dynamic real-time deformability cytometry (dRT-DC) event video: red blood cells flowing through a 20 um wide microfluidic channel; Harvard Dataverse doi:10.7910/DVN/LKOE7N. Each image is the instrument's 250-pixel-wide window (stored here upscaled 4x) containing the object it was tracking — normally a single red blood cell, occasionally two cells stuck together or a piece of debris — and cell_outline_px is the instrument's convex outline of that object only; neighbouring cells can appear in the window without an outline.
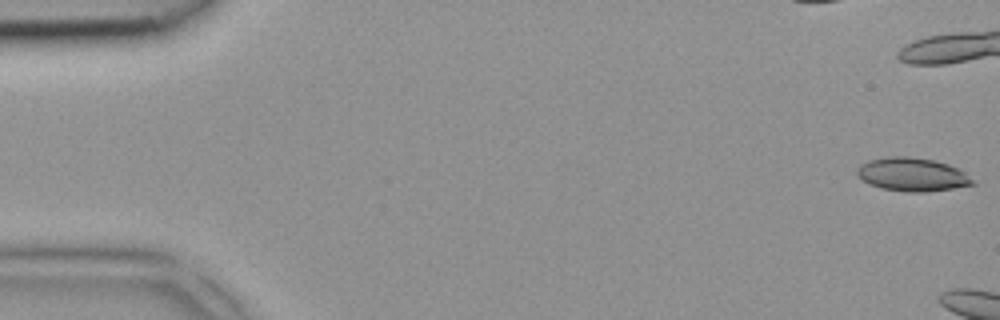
{"species": "common noctule bat (a hibernating species)", "species_latin": "Nyctalus noctula", "temperature_condition": "room temperature", "stored_images_in_passage": 7, "camera_frame_rate_fps": 3000, "um_per_image_px": 0.085, "animal": {"sex": "female", "body_mass_g": 18.4}, "frame": {"image": 1, "passage_image": 1, "time_ms": 0.0, "image_size_px": [1000, 320], "cell_outline_px": [[976, 184], [952, 188], [924, 192], [908, 192], [880, 188], [856, 176], [856, 168], [860, 164], [868, 160], [888, 156], [908, 156], [932, 160], [948, 164], [964, 172]], "centroid_in_image_um": [77.49, 14.82], "position_along_channel_um": 7.5, "area_um2": 22.37}}